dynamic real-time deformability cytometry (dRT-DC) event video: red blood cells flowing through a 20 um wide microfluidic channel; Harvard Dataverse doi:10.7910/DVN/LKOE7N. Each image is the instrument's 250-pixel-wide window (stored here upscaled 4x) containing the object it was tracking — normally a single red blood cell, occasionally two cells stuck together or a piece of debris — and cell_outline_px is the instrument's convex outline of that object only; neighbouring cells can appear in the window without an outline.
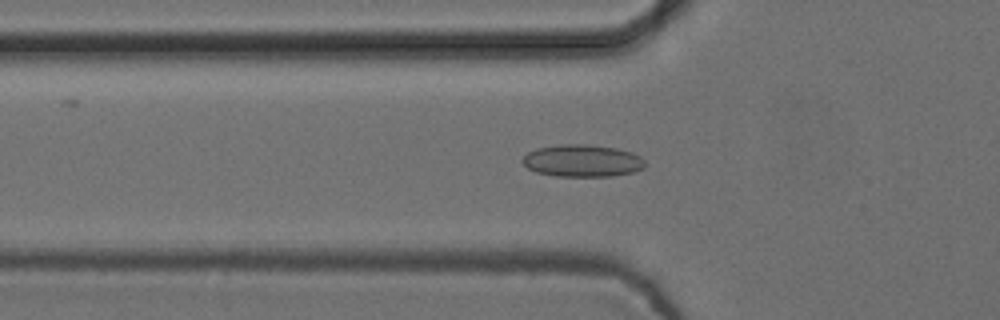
{"species": "common noctule bat (a hibernating species)", "species_latin": "Nyctalus noctula", "temperature_condition": "cold", "stored_images_in_passage": 42, "camera_frame_rate_fps": 3000, "um_per_image_px": 0.085, "animal": {"sex": "female", "body_mass_g": 24.6, "forearm_length_mm": 56.2}, "frame": {"image": 1, "passage_image": 6, "time_ms": 1.667, "image_size_px": [1000, 320], "cell_outline_px": [[644, 168], [632, 172], [612, 176], [556, 176], [536, 172], [528, 168], [520, 160], [528, 152], [536, 148], [560, 144], [588, 144], [616, 148], [632, 152], [640, 156], [644, 160]], "centroid_in_image_um": [49.48, 13.65], "position_along_channel_um": 76.3, "area_um2": 23.06}}
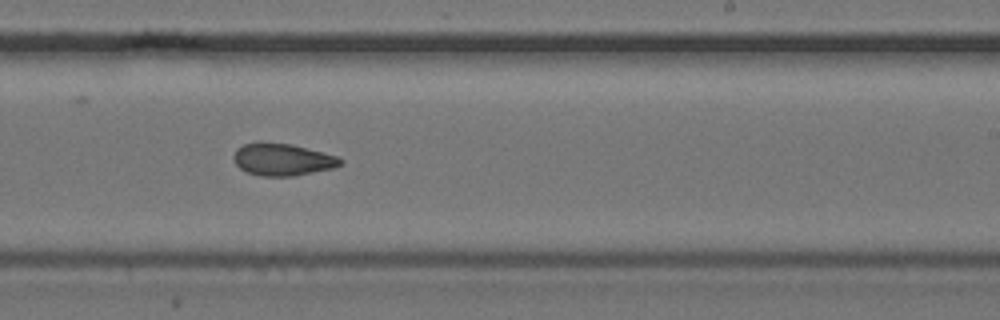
{"frame": {"image": 2, "passage_image": 21, "time_ms": 6.667, "image_size_px": [1000, 320], "cell_outline_px": [[344, 160], [340, 164], [332, 168], [292, 176], [260, 176], [248, 172], [240, 168], [236, 164], [232, 156], [236, 148], [244, 144], [260, 140], [292, 144], [336, 156]], "centroid_in_image_um": [23.94, 13.53], "position_along_channel_um": 265.1, "area_um2": 20.11}}
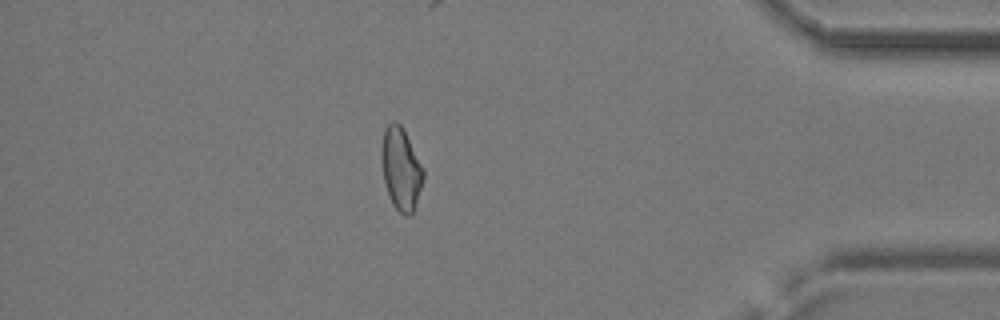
{"frame": {"image": 3, "passage_image": 35, "time_ms": 11.333, "image_size_px": [1000, 320], "cell_outline_px": [[424, 176], [416, 204], [412, 212], [408, 216], [404, 216], [392, 204], [384, 180], [380, 160], [380, 152], [384, 128], [392, 120], [396, 120], [400, 124], [424, 168]], "centroid_in_image_um": [34.06, 14.32], "position_along_channel_um": 401.1, "area_um2": 20.11}, "authors_computed_cell_mechanics": {"area_um2": 20.3167, "velocity_mm_per_s": 3.7609, "shape_relaxation_time_tau1_ms": null, "shape_relaxation_time_tau2_ms": 2.8408, "deformation_change_tau1": null, "deformation_change_tau2": 0.0867}}